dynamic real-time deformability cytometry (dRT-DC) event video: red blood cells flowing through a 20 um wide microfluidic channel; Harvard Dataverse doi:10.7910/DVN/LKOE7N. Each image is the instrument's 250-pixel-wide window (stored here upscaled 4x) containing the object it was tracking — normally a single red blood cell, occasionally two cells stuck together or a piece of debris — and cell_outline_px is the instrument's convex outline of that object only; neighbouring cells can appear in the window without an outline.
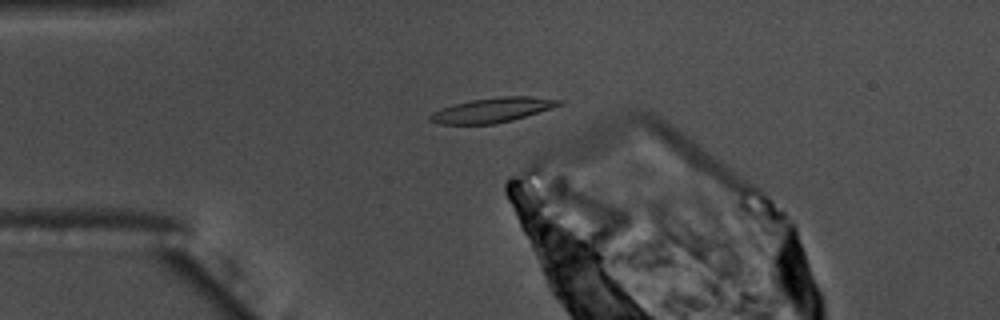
{"species": "common noctule bat (a hibernating species)", "species_latin": "Nyctalus noctula", "temperature_condition": "warm", "stored_images_in_passage": 48, "camera_frame_rate_fps": 3000, "um_per_image_px": 0.085, "animal": {"sex": "male", "body_mass_g": 17.5, "forearm_length_mm": 52.3}, "frame": {"image": 1, "passage_image": 3, "time_ms": 0.667, "image_size_px": [1000, 320], "cell_outline_px": [[564, 104], [512, 120], [492, 124], [440, 124], [428, 120], [428, 116], [432, 112], [456, 104], [472, 100], [500, 96], [528, 96], [564, 100]], "centroid_in_image_um": [41.87, 9.35], "position_along_channel_um": 43.1, "area_um2": 18.32}}
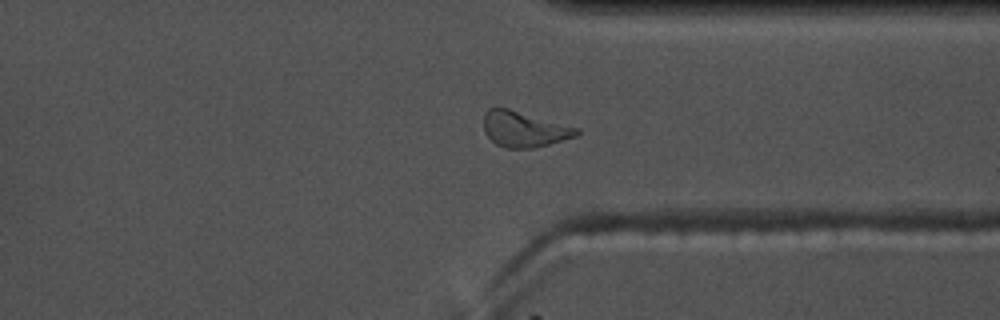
{"frame": {"image": 2, "passage_image": 33, "time_ms": 10.667, "image_size_px": [1000, 320], "cell_outline_px": [[580, 132], [576, 136], [548, 144], [532, 148], [504, 148], [496, 144], [484, 132], [484, 112], [488, 108], [508, 108], [580, 128]], "centroid_in_image_um": [44.54, 10.97], "position_along_channel_um": 366.9, "area_um2": 19.25}}
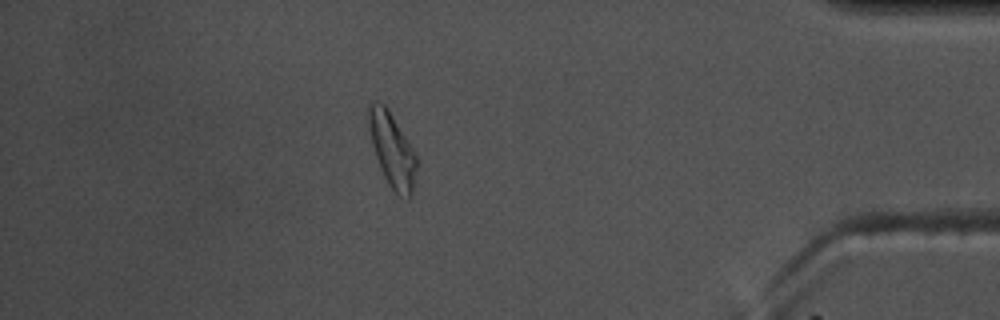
{"frame": {"image": 3, "passage_image": 40, "time_ms": 13.0, "image_size_px": [1000, 320], "cell_outline_px": [[416, 168], [412, 196], [408, 200], [396, 192], [388, 184], [380, 168], [372, 144], [368, 128], [368, 104], [372, 100], [376, 100], [384, 104], [388, 108], [416, 152]], "centroid_in_image_um": [33.32, 12.7], "position_along_channel_um": 401.9, "area_um2": 20.87}, "authors_computed_cell_mechanics": {"area_um2": 18.5249, "velocity_mm_per_s": 3.4438, "shape_relaxation_time_tau1_ms": 4.3408, "shape_relaxation_time_tau2_ms": 4.603, "deformation_change_tau1": 0.1755, "deformation_change_tau2": 0.1132}}